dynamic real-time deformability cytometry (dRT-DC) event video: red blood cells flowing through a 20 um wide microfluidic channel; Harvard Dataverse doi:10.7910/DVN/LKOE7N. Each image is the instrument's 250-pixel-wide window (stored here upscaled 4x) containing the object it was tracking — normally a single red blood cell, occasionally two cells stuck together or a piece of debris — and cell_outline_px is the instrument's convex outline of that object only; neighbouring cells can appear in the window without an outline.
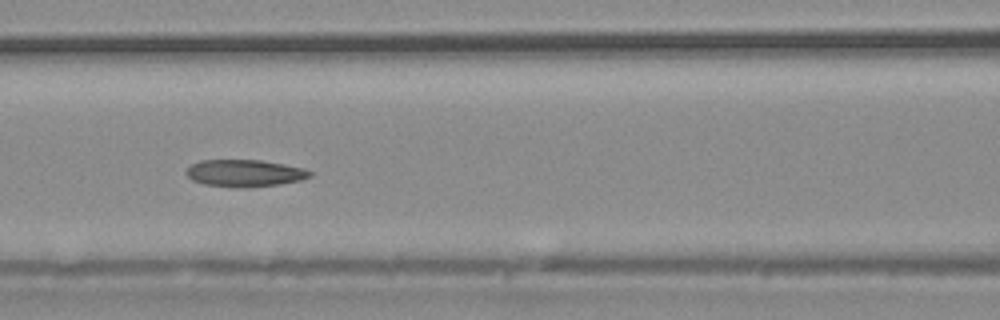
{"species": "common noctule bat (a hibernating species)", "species_latin": "Nyctalus noctula", "temperature_condition": "warm", "stored_images_in_passage": 37, "camera_frame_rate_fps": 3000, "um_per_image_px": 0.085, "animal": {"sex": "male", "body_mass_g": 20.4}, "frame": {"image": 1, "passage_image": 16, "time_ms": 5.0, "image_size_px": [1000, 320], "cell_outline_px": [[312, 176], [300, 180], [280, 184], [244, 188], [204, 184], [192, 180], [184, 172], [192, 164], [200, 160], [260, 160], [284, 164], [304, 168], [312, 172]], "centroid_in_image_um": [20.8, 14.71], "position_along_channel_um": 145.8, "area_um2": 19.48}}